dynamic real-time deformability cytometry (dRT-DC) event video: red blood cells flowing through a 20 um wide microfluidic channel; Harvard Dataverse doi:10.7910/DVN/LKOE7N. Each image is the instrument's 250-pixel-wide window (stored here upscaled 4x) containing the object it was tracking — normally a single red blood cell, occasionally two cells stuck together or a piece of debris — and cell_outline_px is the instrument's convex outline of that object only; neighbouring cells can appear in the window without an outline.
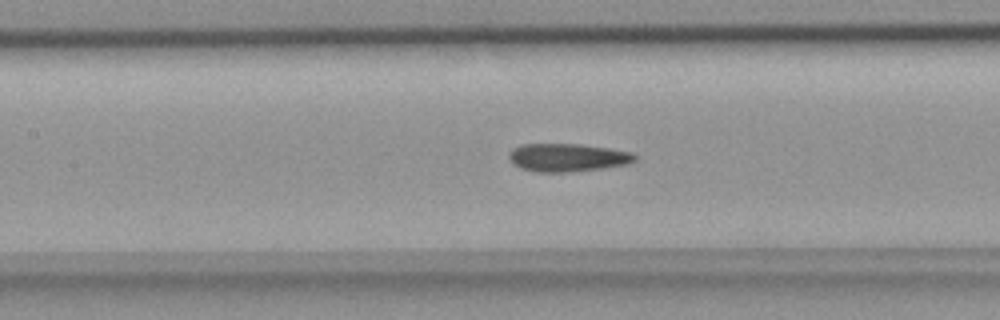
{"species": "common noctule bat (a hibernating species)", "species_latin": "Nyctalus noctula", "temperature_condition": "room temperature", "stored_images_in_passage": 31, "camera_frame_rate_fps": 3000, "um_per_image_px": 0.085, "animal": {"sex": "female", "body_mass_g": 18.4}, "frame": {"image": 1, "passage_image": 7, "time_ms": 2.0, "image_size_px": [1000, 320], "cell_outline_px": [[636, 160], [628, 164], [604, 168], [568, 172], [536, 172], [520, 168], [512, 164], [508, 156], [508, 152], [512, 148], [520, 144], [580, 144], [608, 148], [632, 152], [636, 156]], "centroid_in_image_um": [48.2, 13.39], "position_along_channel_um": 159.2, "area_um2": 20.81}}
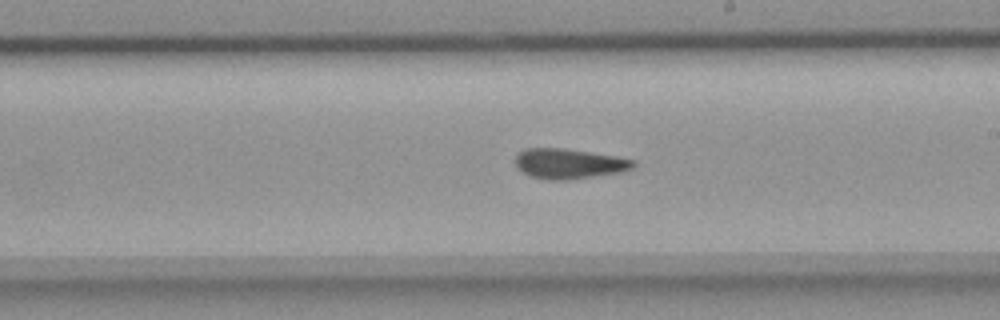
{"frame": {"image": 2, "passage_image": 13, "time_ms": 4.0, "image_size_px": [1000, 320], "cell_outline_px": [[636, 164], [632, 168], [620, 172], [568, 180], [548, 180], [532, 176], [524, 172], [516, 164], [516, 156], [524, 148], [564, 148], [616, 156], [636, 160]], "centroid_in_image_um": [48.39, 13.9], "position_along_channel_um": 240.6, "area_um2": 20.52}}
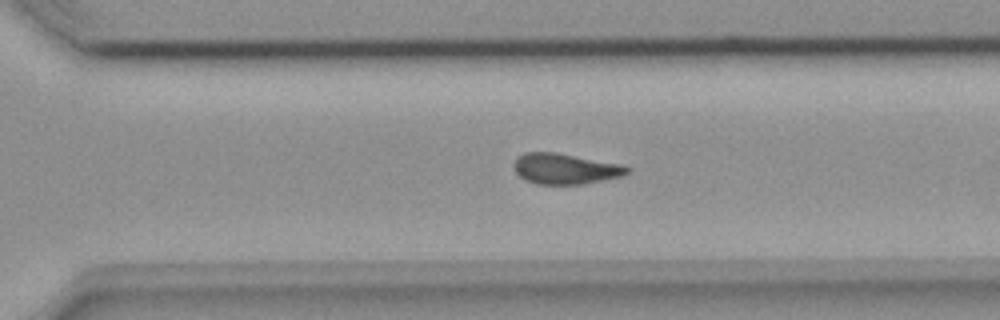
{"frame": {"image": 3, "passage_image": 19, "time_ms": 6.0, "image_size_px": [1000, 320], "cell_outline_px": [[632, 168], [624, 176], [584, 184], [536, 184], [524, 180], [516, 172], [512, 164], [516, 156], [524, 152], [556, 152], [620, 164]], "centroid_in_image_um": [48.02, 14.34], "position_along_channel_um": 322.6, "area_um2": 20.46}}